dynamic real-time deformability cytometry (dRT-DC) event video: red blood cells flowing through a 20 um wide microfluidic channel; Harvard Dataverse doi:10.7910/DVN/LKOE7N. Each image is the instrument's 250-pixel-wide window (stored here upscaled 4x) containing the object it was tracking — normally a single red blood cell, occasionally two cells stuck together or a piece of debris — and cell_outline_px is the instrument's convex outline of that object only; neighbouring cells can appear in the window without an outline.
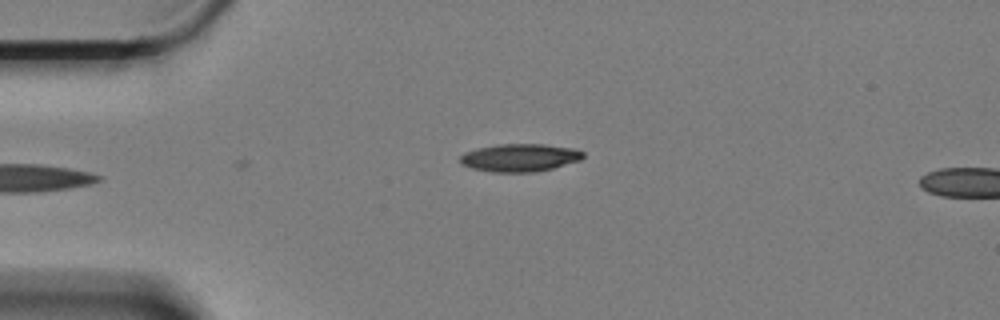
{"species": "Egyptian fruit bat (a non-hibernating species)", "species_latin": "Rousettus aegyptiacus", "temperature_condition": "cold", "stored_images_in_passage": 3, "camera_frame_rate_fps": 3000, "um_per_image_px": 0.085, "animal": {"sex": "female"}, "frame": {"image": 1, "passage_image": 3, "time_ms": 0.667, "image_size_px": [1000, 320], "cell_outline_px": [[584, 156], [580, 160], [552, 168], [536, 172], [492, 172], [472, 168], [460, 164], [460, 156], [464, 152], [480, 148], [500, 144], [540, 144], [568, 148], [584, 152]], "centroid_in_image_um": [44.14, 13.41], "position_along_channel_um": 40.9, "area_um2": 19.65}}